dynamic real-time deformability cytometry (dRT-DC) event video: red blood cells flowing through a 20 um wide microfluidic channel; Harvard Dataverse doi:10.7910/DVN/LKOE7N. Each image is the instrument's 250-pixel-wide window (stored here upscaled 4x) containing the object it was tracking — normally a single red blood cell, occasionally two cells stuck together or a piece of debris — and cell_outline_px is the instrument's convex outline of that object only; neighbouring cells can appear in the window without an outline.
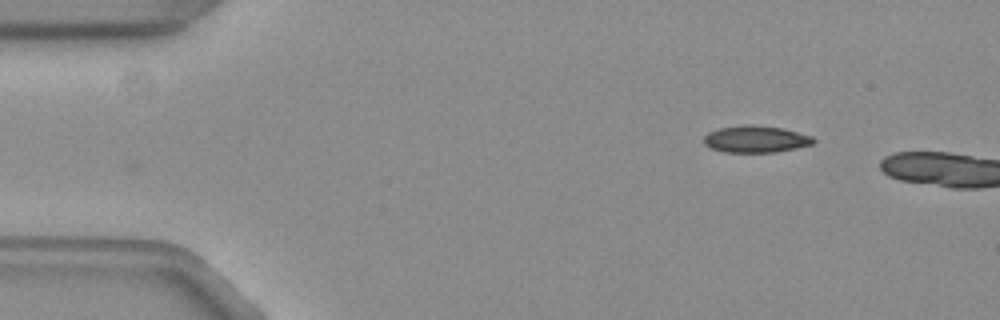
{"species": "common noctule bat (a hibernating species)", "species_latin": "Nyctalus noctula", "temperature_condition": "warm", "stored_images_in_passage": 4, "camera_frame_rate_fps": 3000, "um_per_image_px": 0.085, "animal": {"sex": "female", "body_mass_g": 19.3, "forearm_length_mm": 54.1}, "frame": {"image": 1, "passage_image": 1, "time_ms": 0.0, "image_size_px": [1000, 320], "cell_outline_px": [[816, 140], [812, 144], [776, 152], [724, 152], [712, 148], [704, 144], [704, 136], [708, 132], [720, 128], [744, 124], [748, 124], [780, 128], [812, 136]], "centroid_in_image_um": [64.21, 11.82], "position_along_channel_um": 20.8, "area_um2": 16.94}}